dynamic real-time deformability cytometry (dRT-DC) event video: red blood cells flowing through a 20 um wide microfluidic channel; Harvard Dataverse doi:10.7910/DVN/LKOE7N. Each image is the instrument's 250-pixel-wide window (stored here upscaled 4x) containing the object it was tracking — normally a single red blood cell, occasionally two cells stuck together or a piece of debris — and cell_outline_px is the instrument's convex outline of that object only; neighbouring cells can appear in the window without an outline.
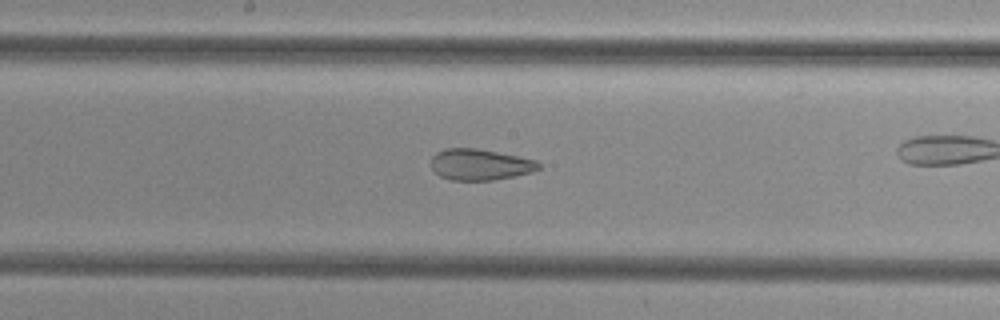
{"species": "common noctule bat (a hibernating species)", "species_latin": "Nyctalus noctula", "temperature_condition": "cold", "stored_images_in_passage": 13, "camera_frame_rate_fps": 3000, "um_per_image_px": 0.085, "animal": {"sex": "female", "body_mass_g": 29.2, "forearm_length_mm": 56.3}, "frame": {"image": 1, "passage_image": 11, "time_ms": 3.333, "image_size_px": [1000, 320], "cell_outline_px": [[540, 168], [532, 172], [492, 180], [452, 180], [440, 176], [432, 168], [432, 156], [436, 152], [444, 148], [476, 148], [536, 160], [540, 164]], "centroid_in_image_um": [40.78, 13.98], "position_along_channel_um": 207.4, "area_um2": 19.31}}